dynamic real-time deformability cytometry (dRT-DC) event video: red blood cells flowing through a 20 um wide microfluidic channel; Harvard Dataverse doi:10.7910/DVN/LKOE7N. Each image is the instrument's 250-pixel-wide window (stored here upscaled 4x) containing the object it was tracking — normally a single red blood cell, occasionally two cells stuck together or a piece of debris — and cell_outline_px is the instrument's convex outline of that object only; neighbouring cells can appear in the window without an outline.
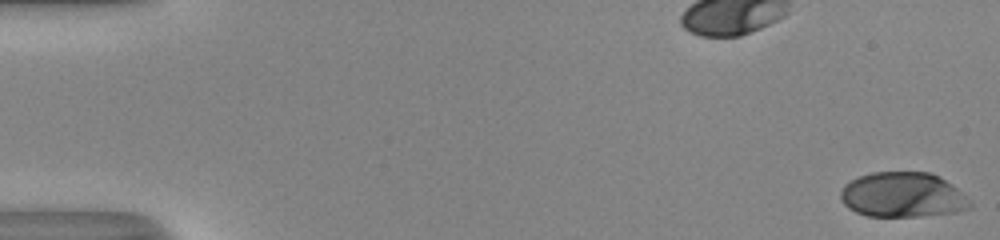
{"species": "human", "species_latin": "Homo sapiens", "temperature_condition": "room temperature", "stored_images_in_passage": 52, "camera_frame_rate_fps": 3000, "um_per_image_px": 0.085, "donor": {"sex": "male"}, "frame": {"image": 1, "passage_image": 1, "time_ms": 0.0, "image_size_px": [1000, 240], "cell_outline_px": [[972, 208], [956, 212], [916, 216], [868, 216], [856, 212], [848, 208], [840, 200], [840, 192], [844, 184], [860, 176], [872, 172], [932, 172], [940, 176], [952, 184], [972, 200]], "centroid_in_image_um": [76.76, 16.56], "position_along_channel_um": 8.2, "area_um2": 34.22}}
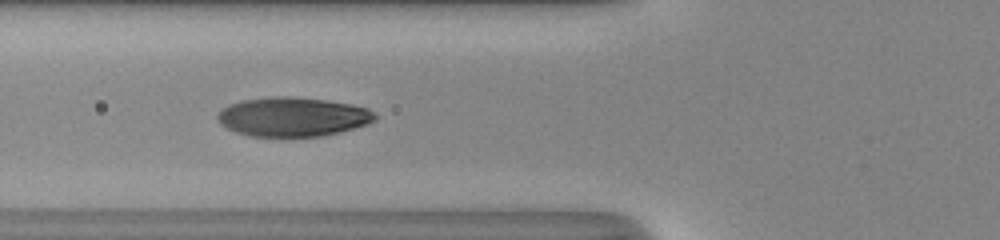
{"frame": {"image": 2, "passage_image": 21, "time_ms": 6.667, "image_size_px": [1000, 240], "cell_outline_px": [[376, 120], [368, 124], [340, 132], [320, 136], [248, 136], [236, 132], [220, 124], [216, 116], [228, 104], [240, 100], [272, 96], [288, 96], [328, 100], [352, 104], [368, 108], [376, 116]], "centroid_in_image_um": [24.88, 9.92], "position_along_channel_um": 100.9, "area_um2": 36.07}}
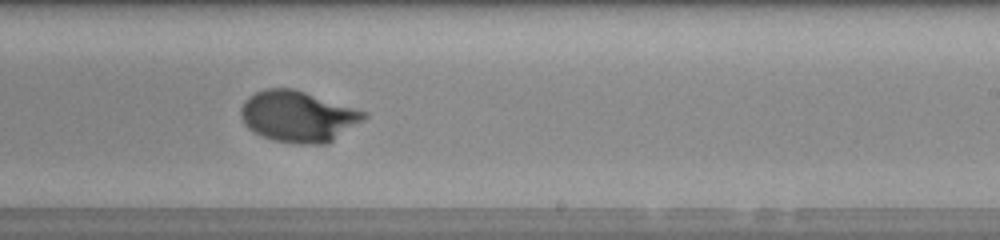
{"frame": {"image": 3, "passage_image": 33, "time_ms": 10.667, "image_size_px": [1000, 240], "cell_outline_px": [[368, 116], [364, 120], [328, 144], [300, 144], [272, 140], [252, 132], [244, 124], [240, 116], [240, 108], [244, 100], [248, 96], [264, 88], [292, 88], [368, 112]], "centroid_in_image_um": [25.32, 9.9], "position_along_channel_um": 263.7, "area_um2": 36.93}, "authors_computed_cell_mechanics": {"area_um2": 35.5759, "velocity_mm_per_s": 4.0708, "shape_relaxation_time_tau1_ms": 3.3095, "shape_relaxation_time_tau2_ms": null, "deformation_change_tau1": 0.227, "deformation_change_tau2": null}}